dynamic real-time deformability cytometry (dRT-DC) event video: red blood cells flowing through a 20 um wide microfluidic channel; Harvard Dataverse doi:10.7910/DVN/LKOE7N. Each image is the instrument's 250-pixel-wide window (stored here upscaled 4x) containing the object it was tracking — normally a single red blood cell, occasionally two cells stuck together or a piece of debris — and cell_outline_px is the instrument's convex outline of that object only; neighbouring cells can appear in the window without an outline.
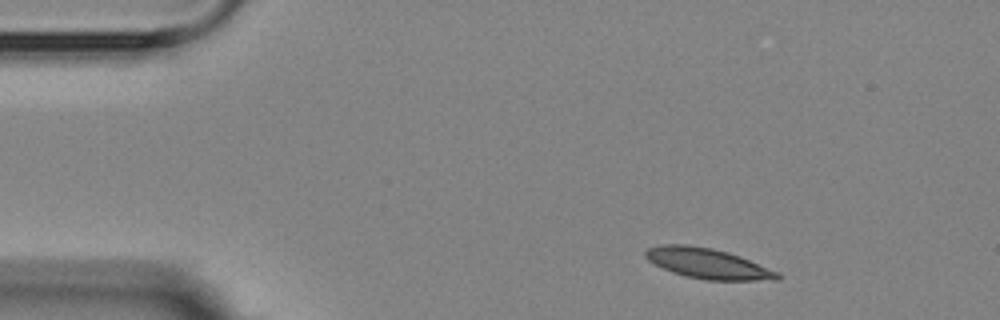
{"species": "Egyptian fruit bat (a non-hibernating species)", "species_latin": "Rousettus aegyptiacus", "temperature_condition": "room temperature", "stored_images_in_passage": 3, "camera_frame_rate_fps": 3000, "um_per_image_px": 0.085, "animal": {"sex": "female"}, "frame": {"image": 1, "passage_image": 1, "time_ms": 0.0, "image_size_px": [1000, 320], "cell_outline_px": [[780, 280], [704, 280], [672, 272], [648, 260], [644, 256], [644, 252], [648, 248], [664, 244], [688, 244], [712, 248], [728, 252], [740, 256], [780, 272]], "centroid_in_image_um": [60.19, 22.39], "position_along_channel_um": 24.8, "area_um2": 23.29}}